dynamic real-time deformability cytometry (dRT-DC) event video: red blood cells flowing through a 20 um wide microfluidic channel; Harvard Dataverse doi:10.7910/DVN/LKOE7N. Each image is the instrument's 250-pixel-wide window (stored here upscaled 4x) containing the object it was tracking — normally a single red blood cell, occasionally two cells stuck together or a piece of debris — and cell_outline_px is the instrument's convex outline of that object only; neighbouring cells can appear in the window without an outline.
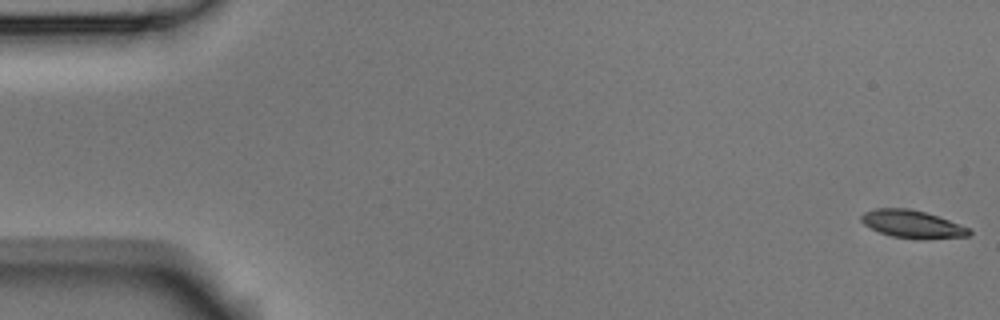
{"species": "Egyptian fruit bat (a non-hibernating species)", "species_latin": "Rousettus aegyptiacus", "temperature_condition": "room temperature", "stored_images_in_passage": 6, "segment_of_instrument_passage": [1, 2], "camera_frame_rate_fps": 3000, "um_per_image_px": 0.085, "animal": {"sex": "male"}, "frame": {"image": 1, "passage_image": 1, "time_ms": 0.0, "image_size_px": [1000, 320], "cell_outline_px": [[972, 232], [968, 236], [892, 236], [880, 232], [864, 224], [860, 220], [860, 216], [864, 212], [876, 208], [908, 208], [924, 212], [972, 228]], "centroid_in_image_um": [77.49, 18.98], "position_along_channel_um": 7.5, "area_um2": 16.36}}
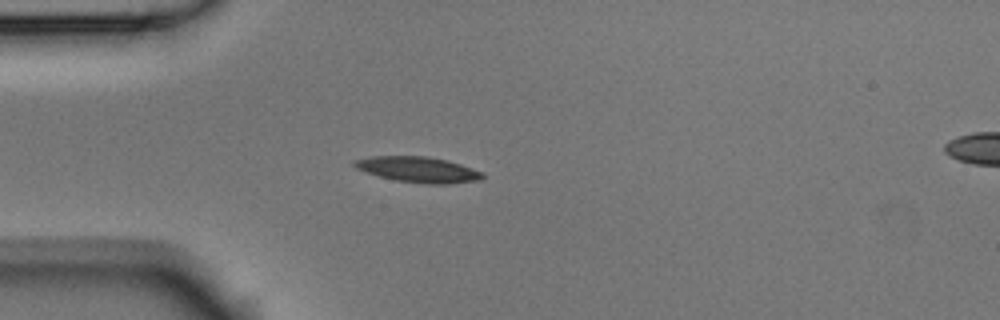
{"frame": {"image": 2, "passage_image": 5, "time_ms": 1.333, "image_size_px": [1000, 320], "cell_outline_px": [[484, 176], [480, 180], [448, 184], [428, 184], [396, 180], [380, 176], [356, 168], [352, 164], [356, 160], [372, 156], [428, 156], [448, 160], [484, 172]], "centroid_in_image_um": [35.6, 14.41], "position_along_channel_um": 49.4, "area_um2": 19.02}}